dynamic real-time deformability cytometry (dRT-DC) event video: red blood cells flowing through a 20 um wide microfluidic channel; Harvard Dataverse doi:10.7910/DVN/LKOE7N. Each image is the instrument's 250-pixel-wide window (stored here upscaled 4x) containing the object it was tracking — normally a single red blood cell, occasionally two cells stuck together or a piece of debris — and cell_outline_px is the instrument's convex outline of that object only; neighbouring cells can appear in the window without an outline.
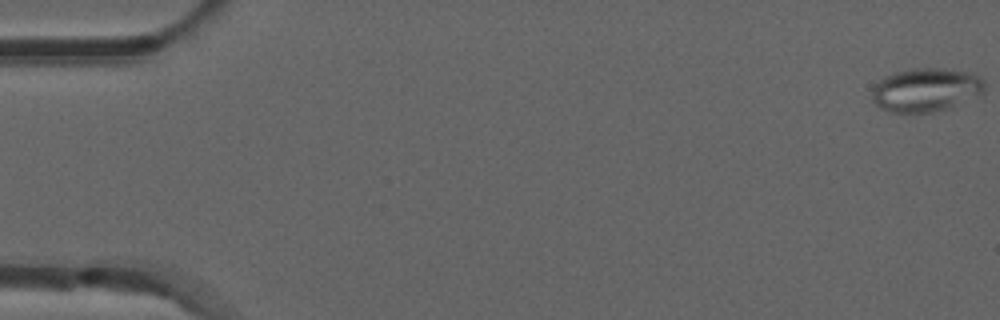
{"species": "common noctule bat (a hibernating species)", "species_latin": "Nyctalus noctula", "temperature_condition": "room temperature", "stored_images_in_passage": 54, "camera_frame_rate_fps": 3000, "um_per_image_px": 0.085, "animal": {"sex": "male", "forearm_length_mm": 52.5}, "frame": {"image": 1, "passage_image": 1, "time_ms": 0.0, "image_size_px": [1000, 320], "cell_outline_px": [[984, 92], [948, 108], [932, 112], [892, 112], [880, 108], [872, 100], [872, 88], [884, 76], [896, 72], [912, 68], [944, 68], [968, 72], [980, 76], [984, 80]], "centroid_in_image_um": [78.68, 7.62], "position_along_channel_um": 6.3, "area_um2": 28.5}}
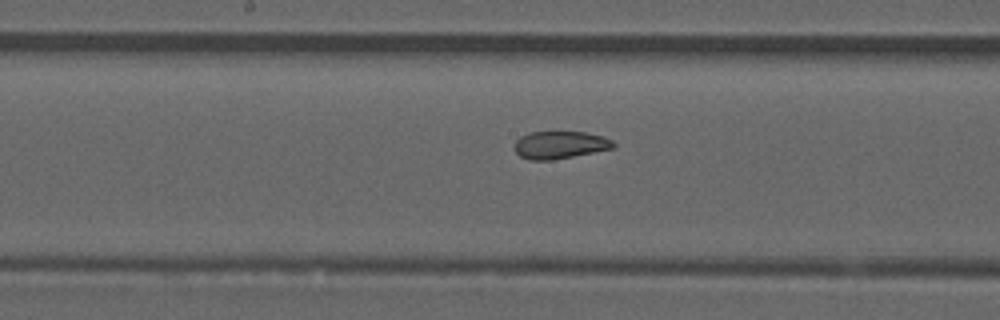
{"frame": {"image": 2, "passage_image": 28, "time_ms": 9.0, "image_size_px": [1000, 320], "cell_outline_px": [[616, 148], [552, 160], [528, 160], [520, 156], [516, 152], [516, 140], [520, 136], [528, 132], [584, 132], [604, 136], [612, 140], [616, 144]], "centroid_in_image_um": [47.63, 12.32], "position_along_channel_um": 200.6, "area_um2": 15.95}}
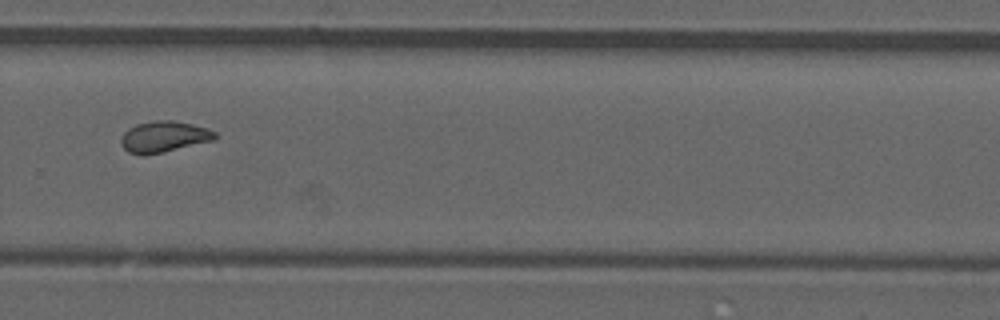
{"frame": {"image": 3, "passage_image": 37, "time_ms": 12.0, "image_size_px": [1000, 320], "cell_outline_px": [[216, 140], [144, 156], [128, 152], [120, 144], [120, 140], [124, 132], [128, 128], [136, 124], [156, 120], [172, 120], [192, 124], [208, 128], [216, 132]], "centroid_in_image_um": [13.93, 11.62], "position_along_channel_um": 315.9, "area_um2": 17.17}, "authors_computed_cell_mechanics": {"area_um2": 17.3978, "velocity_mm_per_s": 3.8528, "shape_relaxation_time_tau1_ms": null, "shape_relaxation_time_tau2_ms": 2.3621, "deformation_change_tau1": null, "deformation_change_tau2": 0.0717}}